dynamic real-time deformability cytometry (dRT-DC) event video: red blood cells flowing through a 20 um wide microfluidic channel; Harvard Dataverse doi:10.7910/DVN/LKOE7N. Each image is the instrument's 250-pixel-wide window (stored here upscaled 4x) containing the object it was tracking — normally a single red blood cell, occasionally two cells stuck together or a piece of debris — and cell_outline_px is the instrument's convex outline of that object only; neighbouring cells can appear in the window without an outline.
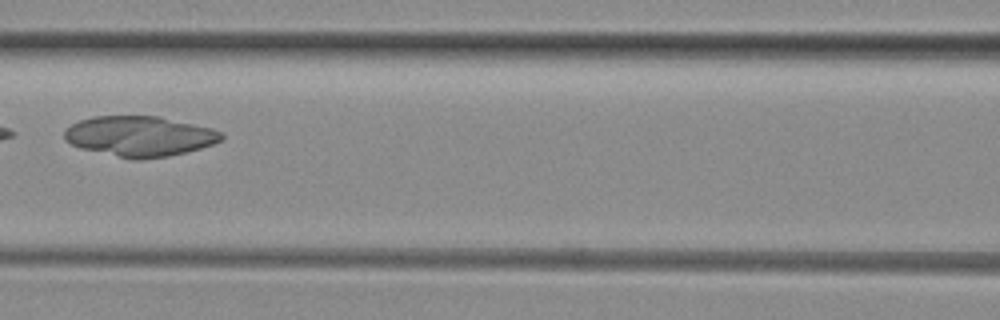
{"species": "common noctule bat (a hibernating species)", "species_latin": "Nyctalus noctula", "temperature_condition": "room temperature", "stored_images_in_passage": 7, "camera_frame_rate_fps": 3000, "um_per_image_px": 0.085, "animal": {"sex": "female", "body_mass_g": 29.2, "forearm_length_mm": 56.3}, "frame": {"image": 1, "passage_image": 7, "time_ms": 6.667, "image_size_px": [1000, 320], "cell_outline_px": [[224, 140], [200, 148], [168, 156], [140, 160], [132, 160], [80, 148], [64, 140], [64, 128], [80, 120], [92, 116], [160, 116], [212, 128], [220, 132], [224, 136]], "centroid_in_image_um": [11.85, 11.58], "position_along_channel_um": 154.8, "area_um2": 37.05}}